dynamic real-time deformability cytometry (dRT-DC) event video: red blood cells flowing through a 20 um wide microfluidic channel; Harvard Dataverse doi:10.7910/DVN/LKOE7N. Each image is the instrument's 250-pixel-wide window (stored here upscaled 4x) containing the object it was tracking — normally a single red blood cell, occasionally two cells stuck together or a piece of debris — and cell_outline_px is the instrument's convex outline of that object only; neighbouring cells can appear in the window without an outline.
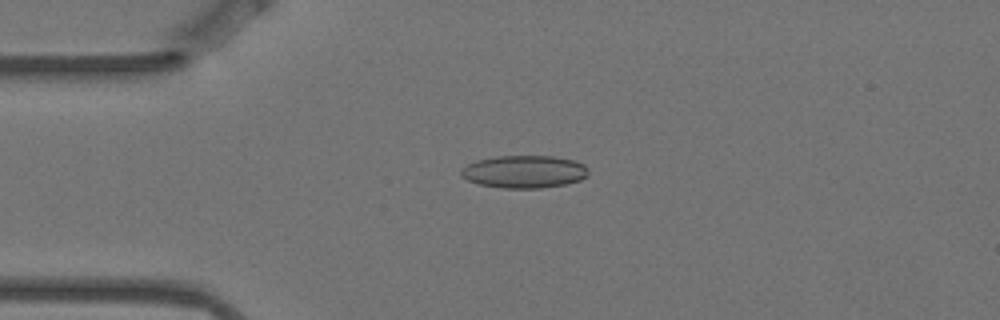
{"species": "Egyptian fruit bat (a non-hibernating species)", "species_latin": "Rousettus aegyptiacus", "temperature_condition": "warm", "stored_images_in_passage": 4, "camera_frame_rate_fps": 3000, "um_per_image_px": 0.085, "animal": {"sex": "female"}, "frame": {"image": 1, "passage_image": 3, "time_ms": 0.667, "image_size_px": [1000, 320], "cell_outline_px": [[588, 176], [580, 180], [564, 184], [540, 188], [504, 188], [480, 184], [468, 180], [460, 176], [460, 168], [476, 160], [496, 156], [552, 156], [576, 160], [584, 164], [588, 168]], "centroid_in_image_um": [44.56, 14.58], "position_along_channel_um": 40.4, "area_um2": 24.33}}